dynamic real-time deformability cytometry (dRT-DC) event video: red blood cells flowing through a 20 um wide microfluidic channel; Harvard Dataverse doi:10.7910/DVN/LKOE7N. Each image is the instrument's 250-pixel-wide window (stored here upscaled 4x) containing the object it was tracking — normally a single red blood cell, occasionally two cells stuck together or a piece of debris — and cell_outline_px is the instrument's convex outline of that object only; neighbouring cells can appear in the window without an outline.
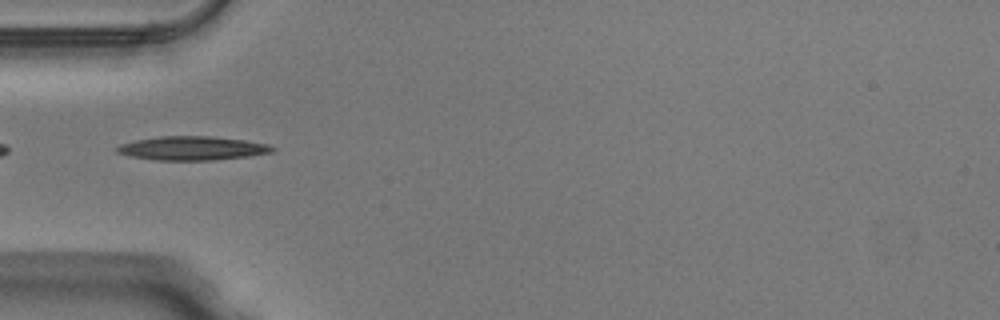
{"species": "Egyptian fruit bat (a non-hibernating species)", "species_latin": "Rousettus aegyptiacus", "temperature_condition": "warm", "stored_images_in_passage": 12, "camera_frame_rate_fps": 3000, "um_per_image_px": 0.085, "animal": {"sex": "male"}, "frame": {"image": 1, "passage_image": 1, "time_ms": 0.0, "image_size_px": [1000, 320], "cell_outline_px": [[276, 148], [272, 152], [248, 156], [212, 160], [156, 160], [132, 156], [116, 152], [116, 148], [120, 144], [136, 140], [160, 136], [212, 136], [244, 140], [268, 144]], "centroid_in_image_um": [16.35, 12.59], "position_along_channel_um": 68.6, "area_um2": 21.44}}
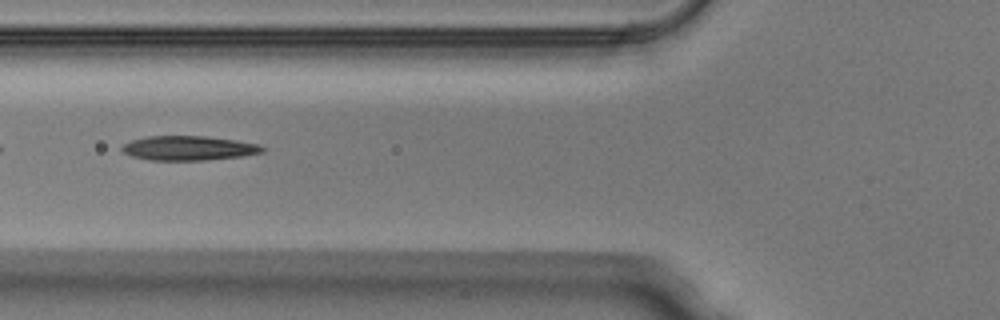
{"frame": {"image": 2, "passage_image": 4, "time_ms": 1.0, "image_size_px": [1000, 320], "cell_outline_px": [[264, 152], [244, 156], [204, 160], [148, 160], [132, 156], [124, 152], [120, 148], [124, 144], [132, 140], [148, 136], [204, 136], [236, 140], [256, 144], [264, 148]], "centroid_in_image_um": [16.02, 12.59], "position_along_channel_um": 109.8, "area_um2": 19.88}}